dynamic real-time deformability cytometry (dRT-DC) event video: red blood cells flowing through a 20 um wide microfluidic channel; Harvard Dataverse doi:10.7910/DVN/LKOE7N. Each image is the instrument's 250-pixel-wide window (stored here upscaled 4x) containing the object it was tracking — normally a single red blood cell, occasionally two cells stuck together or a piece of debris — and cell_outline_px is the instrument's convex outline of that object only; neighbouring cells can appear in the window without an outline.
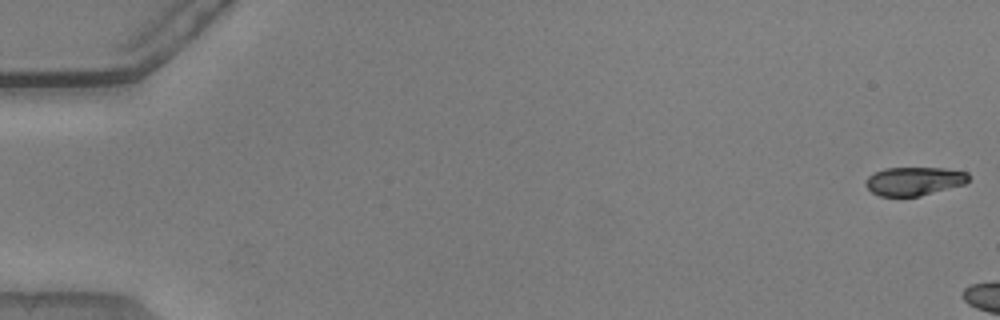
{"species": "common noctule bat (a hibernating species)", "species_latin": "Nyctalus noctula", "temperature_condition": "warm", "stored_images_in_passage": 7, "camera_frame_rate_fps": 3000, "um_per_image_px": 0.085, "animal": {"sex": "male", "body_mass_g": 20.5, "forearm_length_mm": 52.5}, "frame": {"image": 1, "passage_image": 1, "time_ms": 0.0, "image_size_px": [1000, 320], "cell_outline_px": [[968, 180], [964, 184], [920, 196], [880, 196], [872, 192], [864, 184], [864, 180], [872, 172], [884, 168], [944, 168], [968, 172]], "centroid_in_image_um": [77.65, 15.39], "position_along_channel_um": 7.3, "area_um2": 17.17}}